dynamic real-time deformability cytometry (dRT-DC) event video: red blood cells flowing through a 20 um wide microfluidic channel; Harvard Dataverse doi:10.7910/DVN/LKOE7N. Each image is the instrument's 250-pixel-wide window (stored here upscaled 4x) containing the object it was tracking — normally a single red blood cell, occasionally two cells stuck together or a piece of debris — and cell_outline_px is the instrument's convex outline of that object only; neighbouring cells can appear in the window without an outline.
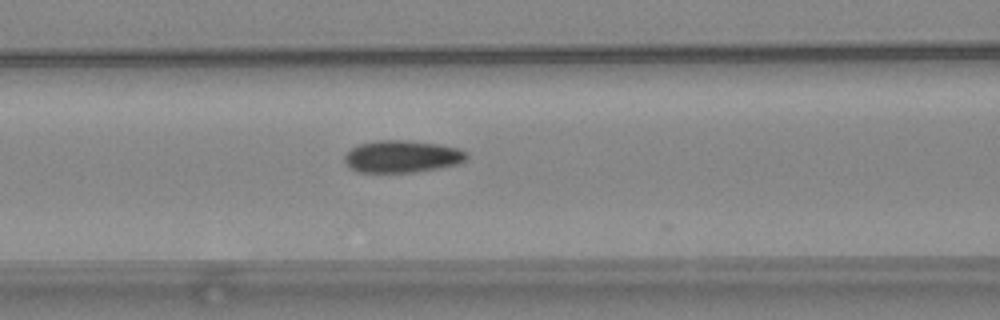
{"species": "common noctule bat (a hibernating species)", "species_latin": "Nyctalus noctula", "temperature_condition": "warm", "stored_images_in_passage": 31, "camera_frame_rate_fps": 3000, "um_per_image_px": 0.085, "animal": {"sex": "female", "body_mass_g": 24.6, "forearm_length_mm": 56.2}, "frame": {"image": 1, "passage_image": 6, "time_ms": 1.667, "image_size_px": [1000, 320], "cell_outline_px": [[468, 156], [460, 164], [412, 172], [356, 172], [348, 168], [344, 160], [344, 156], [352, 148], [360, 144], [376, 140], [404, 140], [440, 144], [460, 148], [468, 152]], "centroid_in_image_um": [34.18, 13.3], "position_along_channel_um": 132.4, "area_um2": 23.0}}
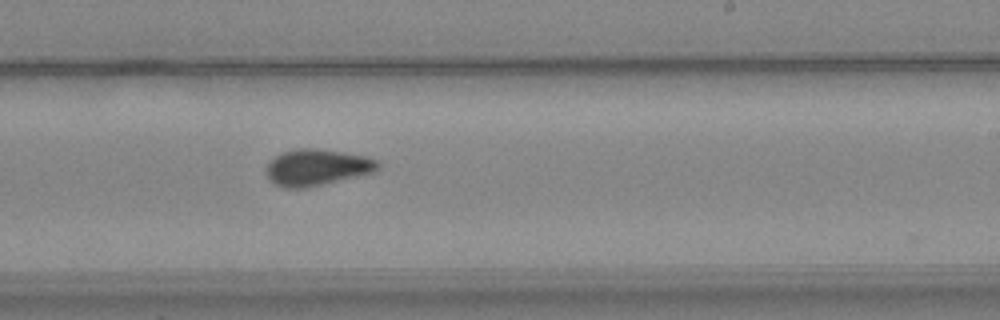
{"frame": {"image": 2, "passage_image": 16, "time_ms": 5.0, "image_size_px": [1000, 320], "cell_outline_px": [[380, 168], [376, 172], [304, 188], [284, 188], [276, 184], [268, 176], [268, 164], [276, 156], [284, 152], [300, 148], [316, 148], [344, 152], [368, 156], [376, 160], [380, 164]], "centroid_in_image_um": [27.02, 14.22], "position_along_channel_um": 262.0, "area_um2": 23.41}}
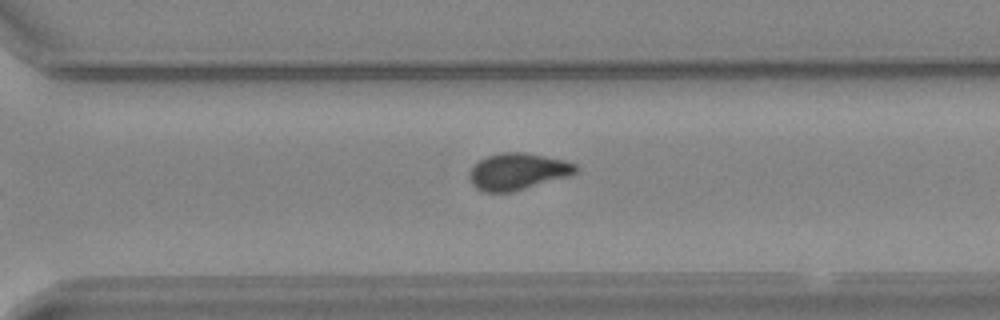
{"frame": {"image": 3, "passage_image": 21, "time_ms": 6.667, "image_size_px": [1000, 320], "cell_outline_px": [[580, 168], [576, 172], [568, 176], [512, 192], [484, 192], [476, 188], [472, 184], [468, 176], [468, 172], [476, 160], [484, 156], [504, 152], [524, 152], [564, 160], [576, 164]], "centroid_in_image_um": [43.95, 14.57], "position_along_channel_um": 326.6, "area_um2": 22.95}}